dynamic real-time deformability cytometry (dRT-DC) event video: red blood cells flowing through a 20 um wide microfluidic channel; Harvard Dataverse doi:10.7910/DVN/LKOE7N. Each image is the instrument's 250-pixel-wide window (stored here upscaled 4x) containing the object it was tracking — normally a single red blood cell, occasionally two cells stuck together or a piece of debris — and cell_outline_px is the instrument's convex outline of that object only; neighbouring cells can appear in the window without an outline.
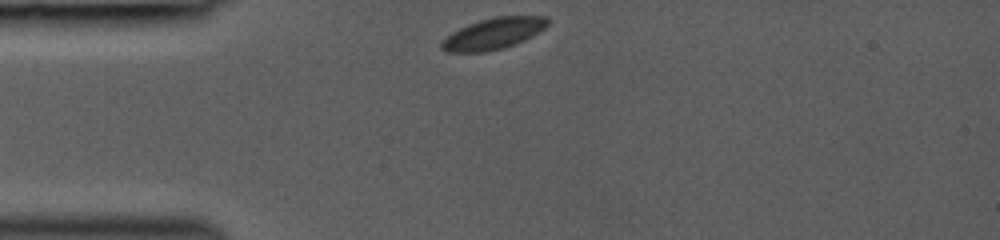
{"species": "common noctule bat (a hibernating species)", "species_latin": "Nyctalus noctula", "temperature_condition": "room temperature", "stored_images_in_passage": 5, "camera_frame_rate_fps": 3000, "um_per_image_px": 0.085, "animal": {"sex": "female", "body_mass_g": 19.0, "forearm_length_mm": 53.3}, "frame": {"image": 1, "passage_image": 1, "time_ms": 0.0, "image_size_px": [1000, 240], "cell_outline_px": [[548, 24], [544, 28], [532, 36], [516, 44], [504, 48], [484, 52], [448, 52], [440, 48], [440, 44], [452, 32], [468, 24], [480, 20], [496, 16], [548, 16]], "centroid_in_image_um": [41.95, 2.86], "position_along_channel_um": 43.0, "area_um2": 19.25}}
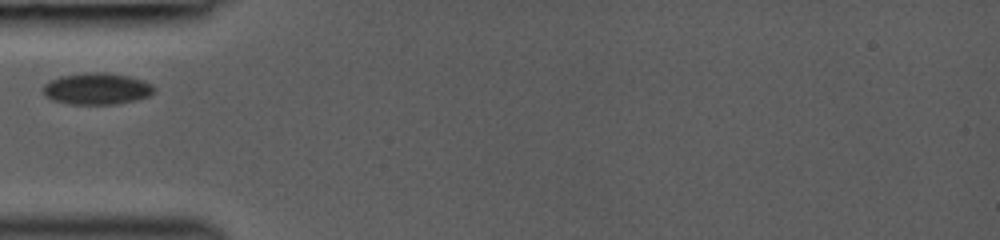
{"frame": {"image": 2, "passage_image": 3, "time_ms": 1.333, "image_size_px": [1000, 240], "cell_outline_px": [[156, 92], [148, 96], [136, 100], [112, 104], [68, 104], [52, 100], [44, 96], [44, 84], [60, 76], [84, 72], [104, 72], [128, 76], [152, 84], [156, 88]], "centroid_in_image_um": [8.23, 7.54], "position_along_channel_um": 76.8, "area_um2": 20.46}}
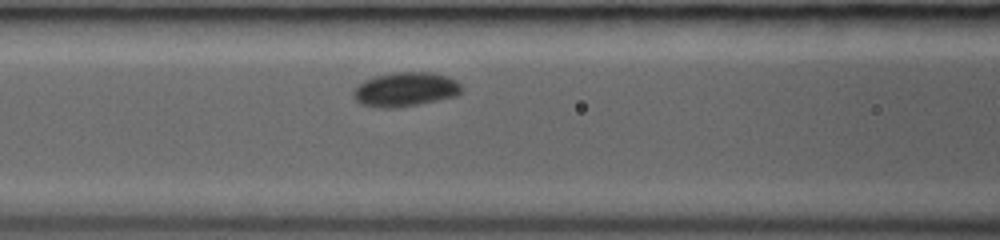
{"frame": {"image": 3, "passage_image": 5, "time_ms": 2.667, "image_size_px": [1000, 240], "cell_outline_px": [[464, 88], [456, 96], [420, 104], [396, 108], [380, 108], [360, 104], [356, 100], [352, 92], [364, 80], [376, 76], [392, 72], [432, 72], [448, 76], [456, 80]], "centroid_in_image_um": [34.48, 7.6], "position_along_channel_um": 132.1, "area_um2": 21.73}}